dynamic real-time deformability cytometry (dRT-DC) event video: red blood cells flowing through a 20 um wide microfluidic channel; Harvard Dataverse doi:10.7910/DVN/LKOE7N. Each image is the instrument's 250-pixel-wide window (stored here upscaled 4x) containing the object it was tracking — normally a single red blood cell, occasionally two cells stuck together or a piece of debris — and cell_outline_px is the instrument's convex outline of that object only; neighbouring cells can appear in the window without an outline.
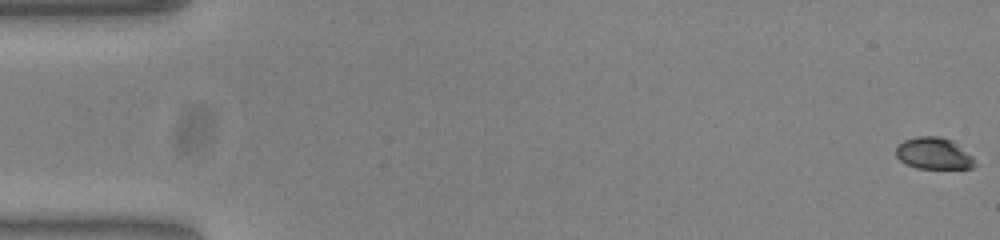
{"species": "common noctule bat (a hibernating species)", "species_latin": "Nyctalus noctula", "temperature_condition": "warm", "stored_images_in_passage": 15, "camera_frame_rate_fps": 3000, "um_per_image_px": 0.085, "animal": {"sex": "female", "body_mass_g": 23.0, "forearm_length_mm": 53.4}, "frame": {"image": 1, "passage_image": 1, "time_ms": 0.0, "image_size_px": [1000, 240], "cell_outline_px": [[976, 164], [972, 168], [916, 168], [900, 160], [896, 156], [896, 148], [904, 140], [916, 136], [940, 136], [952, 140], [972, 156]], "centroid_in_image_um": [79.37, 13.03], "position_along_channel_um": 5.6, "area_um2": 14.45}}
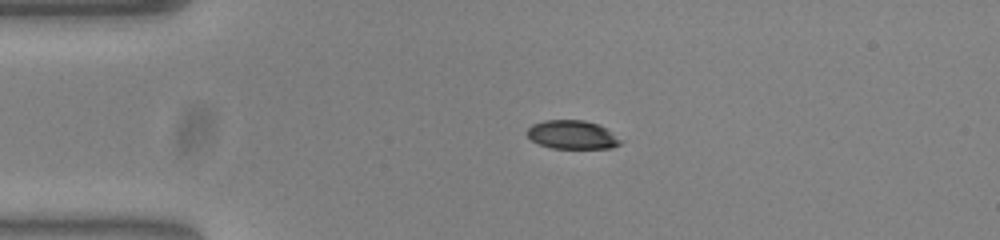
{"frame": {"image": 2, "passage_image": 13, "time_ms": 4.0, "image_size_px": [1000, 240], "cell_outline_px": [[620, 144], [612, 148], [552, 148], [540, 144], [532, 140], [524, 132], [532, 124], [544, 120], [584, 120], [596, 124], [604, 128], [620, 140]], "centroid_in_image_um": [48.56, 11.45], "position_along_channel_um": 36.4, "area_um2": 15.32}}